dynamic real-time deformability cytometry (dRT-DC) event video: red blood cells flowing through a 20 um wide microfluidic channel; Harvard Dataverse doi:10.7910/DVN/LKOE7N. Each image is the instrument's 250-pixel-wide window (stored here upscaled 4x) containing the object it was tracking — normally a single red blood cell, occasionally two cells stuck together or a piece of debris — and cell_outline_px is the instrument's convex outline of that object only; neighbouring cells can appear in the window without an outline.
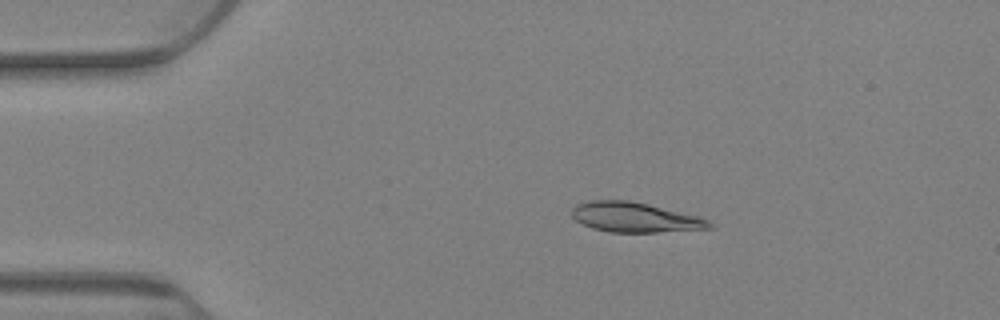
{"species": "Egyptian fruit bat (a non-hibernating species)", "species_latin": "Rousettus aegyptiacus", "temperature_condition": "warm", "stored_images_in_passage": 79, "camera_frame_rate_fps": 3000, "um_per_image_px": 0.085, "animal": {"sex": "female"}, "frame": {"image": 1, "passage_image": 15, "time_ms": 4.667, "image_size_px": [1000, 320], "cell_outline_px": [[712, 228], [656, 232], [608, 232], [592, 228], [576, 220], [572, 216], [572, 208], [576, 204], [588, 200], [628, 200], [648, 204], [696, 216], [708, 220], [712, 224]], "centroid_in_image_um": [53.91, 18.47], "position_along_channel_um": 31.1, "area_um2": 23.7}}
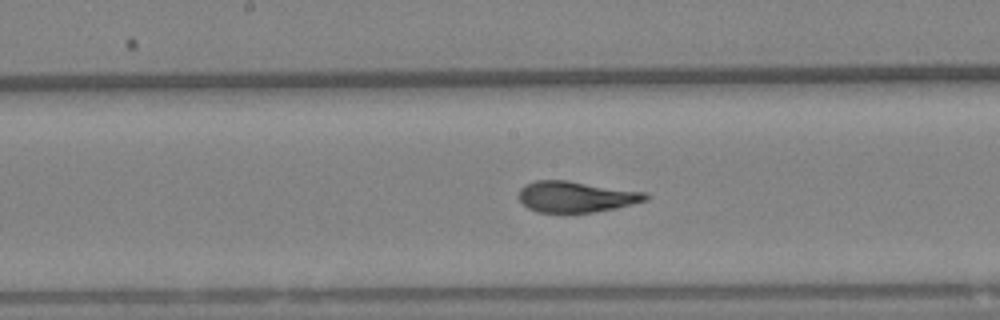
{"frame": {"image": 2, "passage_image": 41, "time_ms": 13.333, "image_size_px": [1000, 320], "cell_outline_px": [[652, 196], [648, 200], [616, 208], [596, 212], [536, 212], [528, 208], [516, 196], [520, 188], [524, 184], [536, 180], [568, 180], [644, 192]], "centroid_in_image_um": [48.94, 16.71], "position_along_channel_um": 199.3, "area_um2": 23.12}}
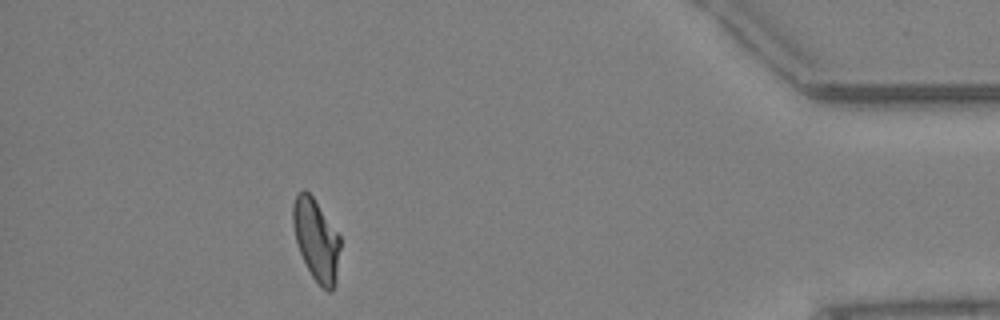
{"frame": {"image": 3, "passage_image": 71, "time_ms": 23.333, "image_size_px": [1000, 320], "cell_outline_px": [[340, 248], [336, 284], [332, 292], [328, 292], [312, 276], [300, 252], [296, 240], [292, 224], [292, 204], [296, 196], [304, 188], [312, 196], [340, 236]], "centroid_in_image_um": [26.88, 20.39], "position_along_channel_um": 408.3, "area_um2": 22.31}, "authors_computed_cell_mechanics": {"area_um2": 23.4668, "velocity_mm_per_s": 2.5988, "shape_relaxation_time_tau1_ms": null, "shape_relaxation_time_tau2_ms": 1.3701, "deformation_change_tau1": null, "deformation_change_tau2": 0.0666}}